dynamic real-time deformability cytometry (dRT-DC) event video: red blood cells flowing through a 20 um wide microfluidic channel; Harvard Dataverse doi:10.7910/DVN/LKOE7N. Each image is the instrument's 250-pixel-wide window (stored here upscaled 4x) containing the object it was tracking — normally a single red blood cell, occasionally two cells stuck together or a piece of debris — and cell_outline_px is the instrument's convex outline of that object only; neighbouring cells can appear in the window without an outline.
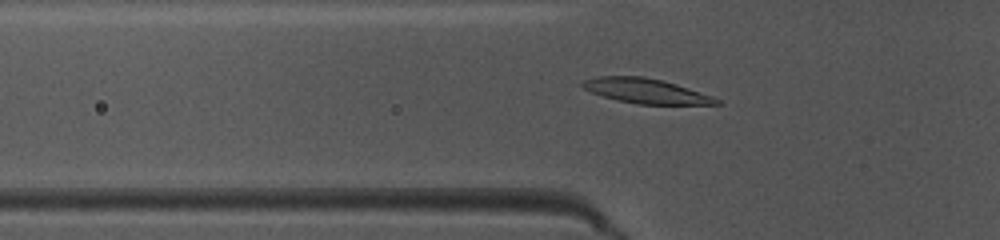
{"species": "common noctule bat (a hibernating species)", "species_latin": "Nyctalus noctula", "temperature_condition": "warm", "stored_images_in_passage": 50, "camera_frame_rate_fps": 3000, "um_per_image_px": 0.085, "animal": {"sex": "female", "body_mass_g": 10.0, "forearm_length_mm": 53.1}, "frame": {"image": 1, "passage_image": 17, "time_ms": 5.333, "image_size_px": [1000, 240], "cell_outline_px": [[724, 104], [636, 104], [616, 100], [592, 92], [584, 88], [580, 84], [584, 80], [600, 76], [640, 76], [660, 80], [676, 84], [712, 96], [720, 100]], "centroid_in_image_um": [54.9, 7.74], "position_along_channel_um": 70.9, "area_um2": 19.07}}
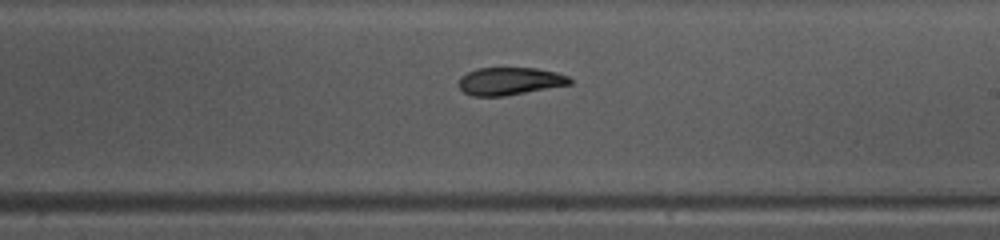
{"frame": {"image": 2, "passage_image": 30, "time_ms": 9.667, "image_size_px": [1000, 240], "cell_outline_px": [[572, 84], [504, 96], [472, 96], [464, 92], [456, 84], [460, 76], [476, 68], [536, 68], [556, 72], [568, 76], [572, 80]], "centroid_in_image_um": [43.3, 6.9], "position_along_channel_um": 245.7, "area_um2": 18.03}}
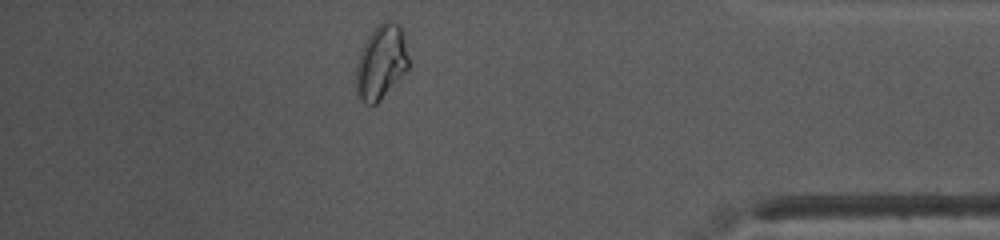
{"frame": {"image": 3, "passage_image": 44, "time_ms": 14.333, "image_size_px": [1000, 240], "cell_outline_px": [[408, 68], [380, 100], [376, 104], [364, 104], [360, 100], [356, 92], [356, 64], [360, 52], [368, 36], [376, 24], [384, 20], [392, 20], [400, 24], [404, 32], [408, 56]], "centroid_in_image_um": [32.39, 5.24], "position_along_channel_um": 402.8, "area_um2": 22.95}, "authors_computed_cell_mechanics": {"area_um2": 18.5538, "velocity_mm_per_s": 4.0307, "shape_relaxation_time_tau1_ms": 8.4291, "shape_relaxation_time_tau2_ms": 1.786, "deformation_change_tau1": 0.2139, "deformation_change_tau2": 0.0606}}